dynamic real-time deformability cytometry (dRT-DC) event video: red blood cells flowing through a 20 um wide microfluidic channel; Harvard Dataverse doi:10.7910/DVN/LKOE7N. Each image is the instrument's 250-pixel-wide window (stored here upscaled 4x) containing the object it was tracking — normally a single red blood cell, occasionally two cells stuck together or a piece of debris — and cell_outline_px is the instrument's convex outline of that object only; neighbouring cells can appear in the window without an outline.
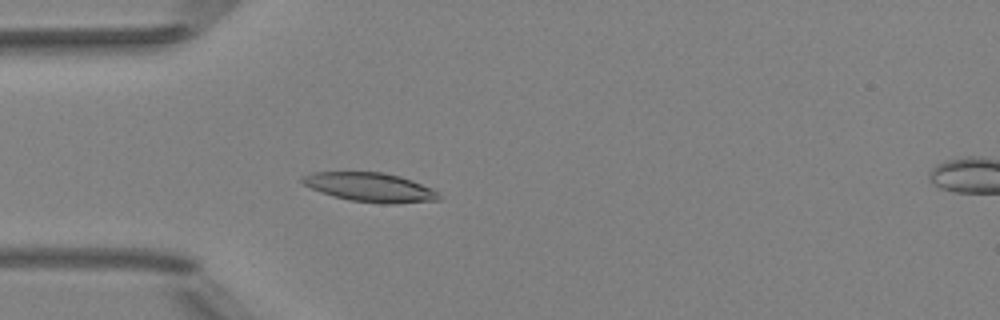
{"species": "Egyptian fruit bat (a non-hibernating species)", "species_latin": "Rousettus aegyptiacus", "temperature_condition": "room temperature", "stored_images_in_passage": 51, "camera_frame_rate_fps": 3000, "um_per_image_px": 0.085, "animal": {"sex": "female"}, "frame": {"image": 1, "passage_image": 15, "time_ms": 4.667, "image_size_px": [1000, 320], "cell_outline_px": [[440, 200], [396, 204], [384, 204], [348, 200], [332, 196], [320, 192], [304, 184], [300, 180], [300, 176], [312, 172], [384, 172], [400, 176], [412, 180], [436, 192], [440, 196]], "centroid_in_image_um": [31.41, 15.92], "position_along_channel_um": 53.6, "area_um2": 23.18}}
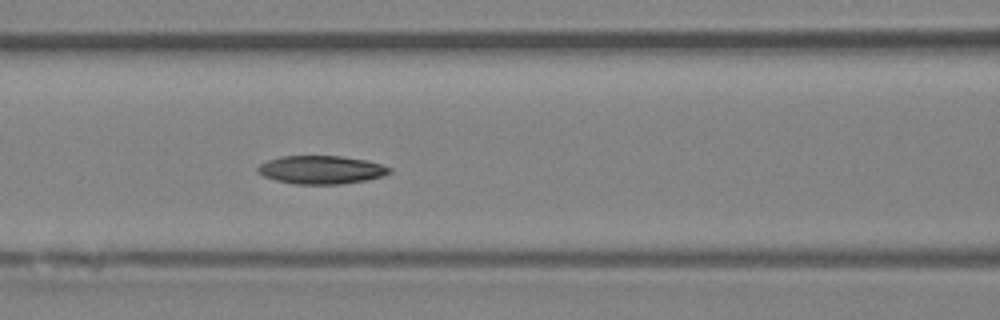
{"frame": {"image": 2, "passage_image": 22, "time_ms": 7.0, "image_size_px": [1000, 320], "cell_outline_px": [[392, 172], [384, 176], [368, 180], [340, 184], [296, 184], [276, 180], [264, 176], [256, 172], [256, 168], [260, 164], [268, 160], [280, 156], [340, 156], [364, 160], [380, 164], [392, 168]], "centroid_in_image_um": [27.3, 14.43], "position_along_channel_um": 139.3, "area_um2": 21.73}}
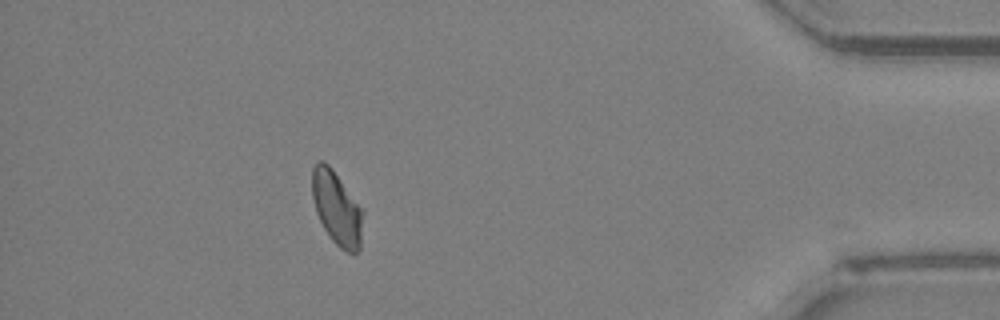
{"frame": {"image": 3, "passage_image": 46, "time_ms": 15.0, "image_size_px": [1000, 320], "cell_outline_px": [[364, 212], [360, 248], [352, 256], [340, 248], [332, 240], [324, 228], [316, 212], [312, 196], [312, 168], [316, 160], [324, 160], [332, 168]], "centroid_in_image_um": [28.62, 17.7], "position_along_channel_um": 406.6, "area_um2": 21.91}}